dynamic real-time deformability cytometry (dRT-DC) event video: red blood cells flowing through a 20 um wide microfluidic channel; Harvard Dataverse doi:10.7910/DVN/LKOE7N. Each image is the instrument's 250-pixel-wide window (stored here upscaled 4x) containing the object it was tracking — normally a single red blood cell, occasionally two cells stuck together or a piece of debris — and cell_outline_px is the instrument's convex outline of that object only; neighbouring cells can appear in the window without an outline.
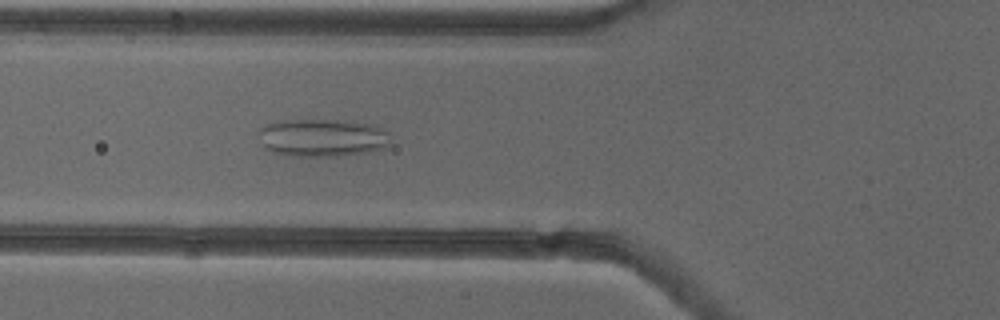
{"species": "common noctule bat (a hibernating species)", "species_latin": "Nyctalus noctula", "temperature_condition": "cold", "stored_images_in_passage": 44, "camera_frame_rate_fps": 3000, "um_per_image_px": 0.085, "animal": {"sex": "female"}, "frame": {"image": 1, "passage_image": 11, "time_ms": 3.333, "image_size_px": [1000, 320], "cell_outline_px": [[388, 148], [368, 152], [340, 156], [292, 156], [272, 152], [264, 148], [260, 144], [256, 132], [260, 128], [268, 124], [284, 120], [336, 120], [364, 124], [380, 128], [388, 132]], "centroid_in_image_um": [27.32, 11.73], "position_along_channel_um": 98.5, "area_um2": 29.07}}
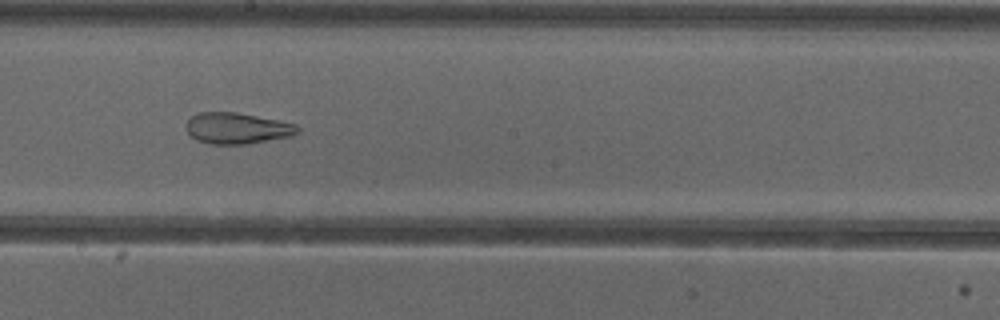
{"frame": {"image": 2, "passage_image": 21, "time_ms": 6.667, "image_size_px": [1000, 320], "cell_outline_px": [[300, 132], [292, 136], [244, 144], [212, 144], [196, 140], [188, 132], [184, 124], [196, 112], [236, 112], [296, 124], [300, 128]], "centroid_in_image_um": [20.14, 10.9], "position_along_channel_um": 228.1, "area_um2": 20.17}}
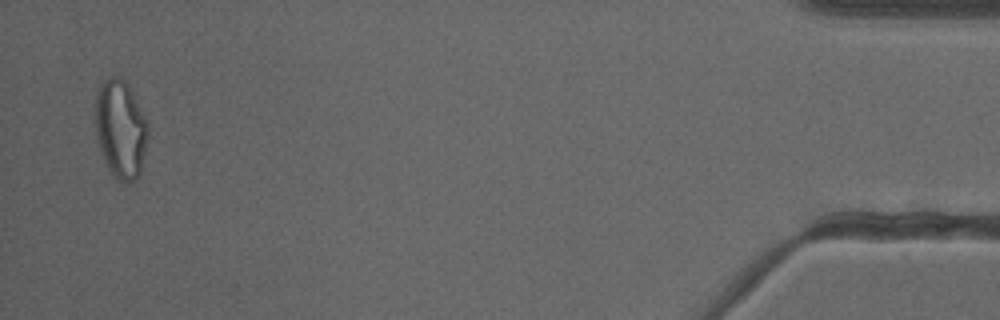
{"frame": {"image": 3, "passage_image": 43, "time_ms": 14.0, "image_size_px": [1000, 320], "cell_outline_px": [[148, 136], [140, 176], [136, 180], [128, 184], [120, 184], [112, 176], [104, 164], [100, 152], [96, 136], [92, 116], [96, 96], [104, 80], [108, 76], [120, 76], [128, 84], [148, 120]], "centroid_in_image_um": [10.23, 11.03], "position_along_channel_um": 425.0, "area_um2": 31.56}, "authors_computed_cell_mechanics": {"area_um2": 26.588, "velocity_mm_per_s": 3.8515, "shape_relaxation_time_tau1_ms": null, "shape_relaxation_time_tau2_ms": 2.7755, "deformation_change_tau1": null, "deformation_change_tau2": 0.1055}}